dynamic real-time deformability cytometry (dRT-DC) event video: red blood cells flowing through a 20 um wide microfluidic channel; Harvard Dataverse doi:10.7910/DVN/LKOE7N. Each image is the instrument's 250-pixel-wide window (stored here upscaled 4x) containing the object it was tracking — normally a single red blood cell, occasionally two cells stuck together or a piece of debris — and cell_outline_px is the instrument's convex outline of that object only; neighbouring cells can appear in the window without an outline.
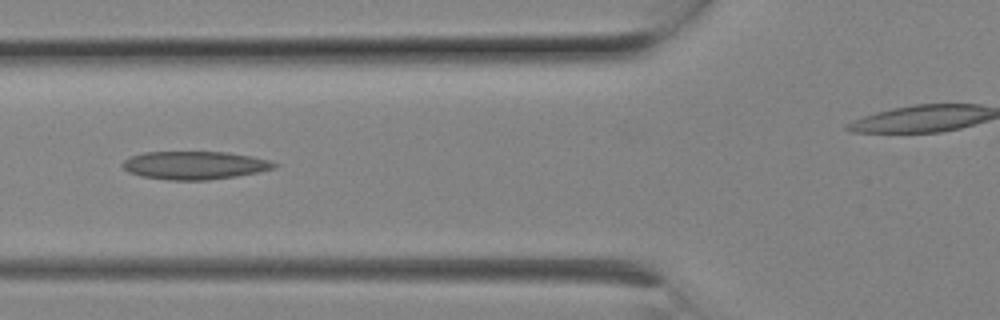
{"species": "Egyptian fruit bat (a non-hibernating species)", "species_latin": "Rousettus aegyptiacus", "temperature_condition": "room temperature", "stored_images_in_passage": 10, "segment_of_instrument_passage": [1, 2], "camera_frame_rate_fps": 3000, "um_per_image_px": 0.085, "animal": {"sex": "female"}, "frame": {"image": 1, "passage_image": 7, "time_ms": 2.0, "image_size_px": [1000, 320], "cell_outline_px": [[280, 164], [276, 168], [236, 176], [208, 180], [168, 180], [140, 176], [128, 172], [120, 164], [128, 156], [144, 152], [228, 152], [252, 156], [268, 160]], "centroid_in_image_um": [16.52, 14.04], "position_along_channel_um": 109.3, "area_um2": 25.03}}
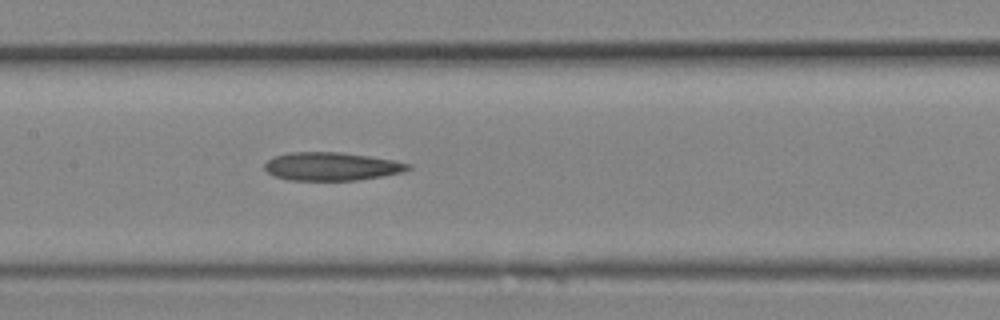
{"frame": {"image": 2, "passage_image": 9, "time_ms": 2.667, "image_size_px": [1000, 320], "cell_outline_px": [[412, 168], [400, 172], [380, 176], [356, 180], [288, 180], [276, 176], [268, 172], [264, 168], [264, 164], [268, 160], [276, 156], [288, 152], [340, 152], [368, 156], [392, 160], [412, 164]], "centroid_in_image_um": [28.16, 14.14], "position_along_channel_um": 179.2, "area_um2": 23.35}}